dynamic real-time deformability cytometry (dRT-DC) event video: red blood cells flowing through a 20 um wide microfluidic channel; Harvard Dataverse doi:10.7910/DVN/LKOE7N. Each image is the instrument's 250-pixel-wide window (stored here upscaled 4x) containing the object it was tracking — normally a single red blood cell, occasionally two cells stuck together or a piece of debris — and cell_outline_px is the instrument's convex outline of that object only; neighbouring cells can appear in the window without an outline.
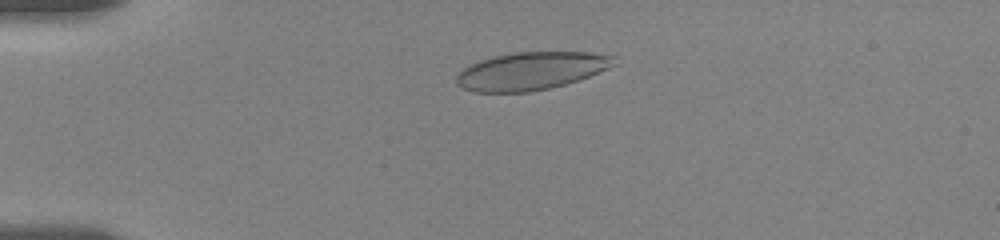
{"species": "human", "species_latin": "Homo sapiens", "temperature_condition": "room temperature", "stored_images_in_passage": 19, "camera_frame_rate_fps": 3000, "um_per_image_px": 0.085, "donor": {"sex": "female"}, "frame": {"image": 1, "passage_image": 13, "time_ms": 3.333, "image_size_px": [1000, 240], "cell_outline_px": [[620, 64], [588, 76], [564, 84], [548, 88], [528, 92], [472, 92], [456, 84], [456, 76], [464, 68], [480, 60], [496, 56], [516, 52], [592, 52], [616, 56]], "centroid_in_image_um": [45.2, 6.02], "position_along_channel_um": 39.8, "area_um2": 34.68}}
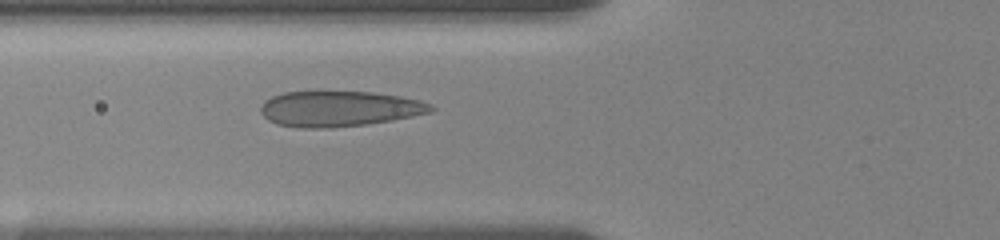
{"frame": {"image": 2, "passage_image": 19, "time_ms": 6.0, "image_size_px": [1000, 240], "cell_outline_px": [[436, 108], [432, 112], [392, 120], [364, 124], [328, 128], [296, 128], [276, 124], [268, 120], [260, 112], [260, 108], [264, 100], [272, 96], [284, 92], [372, 92], [400, 96], [420, 100], [432, 104]], "centroid_in_image_um": [28.82, 9.25], "position_along_channel_um": 97.0, "area_um2": 35.32}}